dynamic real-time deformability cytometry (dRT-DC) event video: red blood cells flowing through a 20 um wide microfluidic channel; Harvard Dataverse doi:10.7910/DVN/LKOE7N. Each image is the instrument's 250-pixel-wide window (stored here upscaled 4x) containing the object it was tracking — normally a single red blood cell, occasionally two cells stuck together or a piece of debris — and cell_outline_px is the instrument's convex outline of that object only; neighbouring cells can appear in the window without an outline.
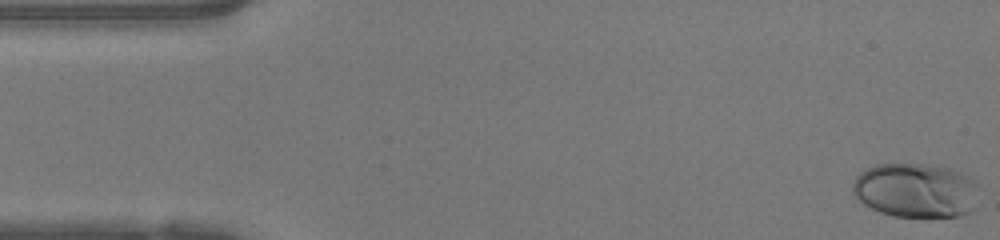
{"species": "human", "species_latin": "Homo sapiens", "temperature_condition": "warm", "stored_images_in_passage": 48, "camera_frame_rate_fps": 3000, "um_per_image_px": 0.085, "donor": {"sex": "female"}, "frame": {"image": 1, "passage_image": 1, "time_ms": 0.0, "image_size_px": [1000, 240], "cell_outline_px": [[980, 204], [972, 212], [960, 216], [892, 216], [880, 212], [856, 200], [852, 192], [852, 184], [856, 176], [860, 172], [876, 164], [932, 164], [948, 168], [960, 172], [968, 176], [976, 184]], "centroid_in_image_um": [77.86, 16.19], "position_along_channel_um": 7.1, "area_um2": 40.63}}
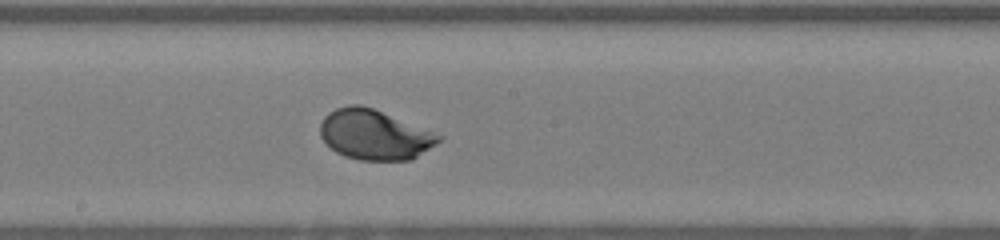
{"frame": {"image": 2, "passage_image": 25, "time_ms": 8.0, "image_size_px": [1000, 240], "cell_outline_px": [[444, 136], [440, 140], [412, 160], [360, 160], [344, 156], [336, 152], [320, 136], [320, 124], [324, 116], [328, 112], [336, 108], [348, 104], [360, 104], [372, 108]], "centroid_in_image_um": [31.8, 11.44], "position_along_channel_um": 216.4, "area_um2": 34.28}}
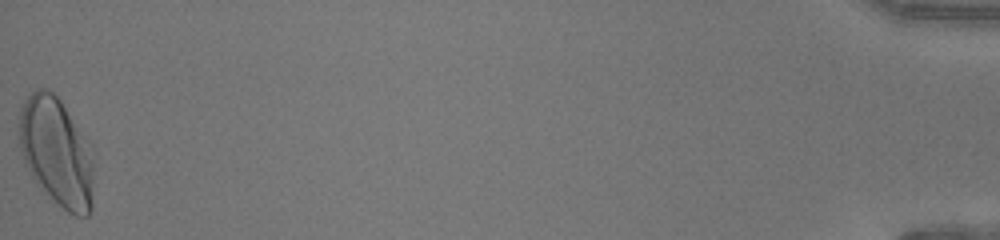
{"frame": {"image": 3, "passage_image": 48, "time_ms": 15.667, "image_size_px": [1000, 240], "cell_outline_px": [[96, 152], [92, 208], [88, 216], [76, 216], [68, 212], [32, 176], [24, 164], [20, 148], [20, 108], [28, 96], [36, 88], [48, 88], [60, 100], [92, 144]], "centroid_in_image_um": [4.89, 12.89], "position_along_channel_um": 430.3, "area_um2": 47.74}, "authors_computed_cell_mechanics": {"area_um2": 34.5933, "velocity_mm_per_s": 4.2214, "shape_relaxation_time_tau1_ms": 1.9219, "shape_relaxation_time_tau2_ms": null, "deformation_change_tau1": 0.1541, "deformation_change_tau2": null}}